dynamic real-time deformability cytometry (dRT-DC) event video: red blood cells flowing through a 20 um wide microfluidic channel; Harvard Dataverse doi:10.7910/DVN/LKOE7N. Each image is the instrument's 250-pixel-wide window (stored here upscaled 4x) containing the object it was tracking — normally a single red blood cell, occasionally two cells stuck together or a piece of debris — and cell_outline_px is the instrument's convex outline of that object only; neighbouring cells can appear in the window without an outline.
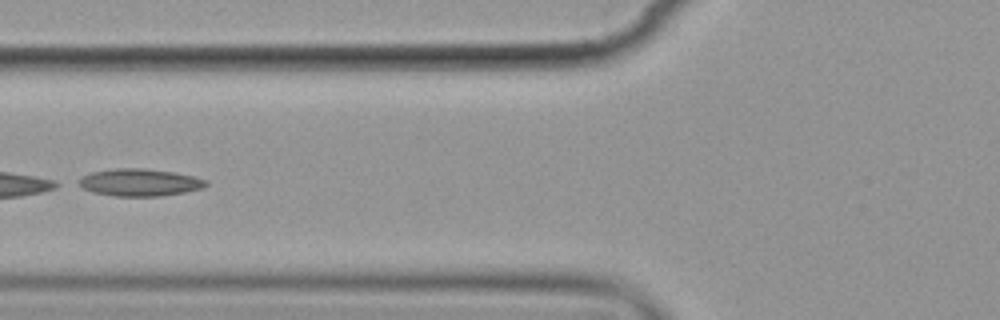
{"species": "common noctule bat (a hibernating species)", "species_latin": "Nyctalus noctula", "temperature_condition": "cold", "stored_images_in_passage": 6, "camera_frame_rate_fps": 3000, "um_per_image_px": 0.085, "animal": {"sex": "female", "body_mass_g": 19.9}, "frame": {"image": 1, "passage_image": 6, "time_ms": 6.0, "image_size_px": [1000, 320], "cell_outline_px": [[208, 184], [204, 188], [184, 192], [160, 196], [112, 196], [92, 192], [76, 184], [76, 180], [92, 172], [116, 168], [144, 168], [172, 172], [196, 176], [208, 180]], "centroid_in_image_um": [11.88, 15.51], "position_along_channel_um": 113.9, "area_um2": 20.4}}